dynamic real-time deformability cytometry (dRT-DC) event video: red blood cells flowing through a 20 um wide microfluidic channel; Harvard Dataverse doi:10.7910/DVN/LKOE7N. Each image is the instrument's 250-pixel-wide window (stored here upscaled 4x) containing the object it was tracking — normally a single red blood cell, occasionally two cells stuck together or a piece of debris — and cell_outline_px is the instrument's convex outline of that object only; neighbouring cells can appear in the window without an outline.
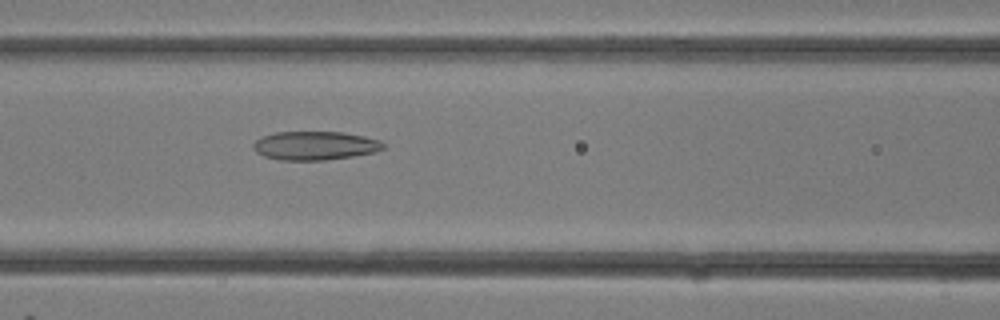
{"species": "common noctule bat (a hibernating species)", "species_latin": "Nyctalus noctula", "temperature_condition": "room temperature", "stored_images_in_passage": 14, "camera_frame_rate_fps": 3000, "um_per_image_px": 0.085, "animal": {"sex": "female"}, "frame": {"image": 1, "passage_image": 14, "time_ms": 4.333, "image_size_px": [1000, 320], "cell_outline_px": [[384, 148], [376, 152], [352, 156], [324, 160], [280, 160], [264, 156], [256, 152], [252, 148], [252, 144], [260, 136], [276, 132], [344, 132], [364, 136], [380, 140], [384, 144]], "centroid_in_image_um": [26.75, 12.37], "position_along_channel_um": 139.9, "area_um2": 21.85}}